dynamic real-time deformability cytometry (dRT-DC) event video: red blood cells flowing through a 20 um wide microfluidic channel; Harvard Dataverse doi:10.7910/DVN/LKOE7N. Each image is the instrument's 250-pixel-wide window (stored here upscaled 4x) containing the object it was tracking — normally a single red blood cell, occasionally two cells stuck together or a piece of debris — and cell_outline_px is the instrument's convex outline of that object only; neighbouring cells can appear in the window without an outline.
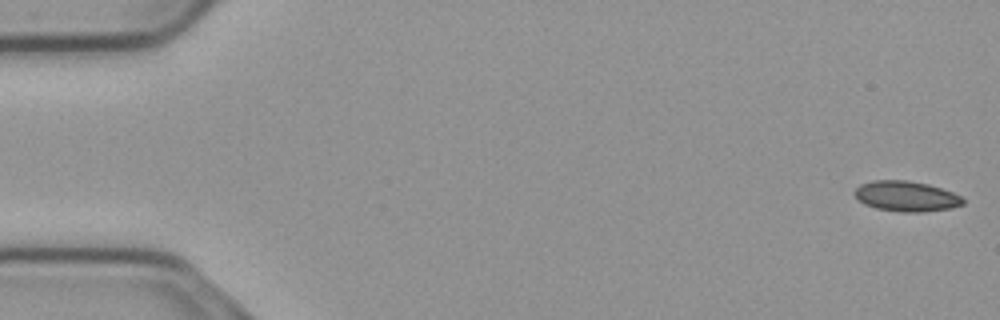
{"species": "common noctule bat (a hibernating species)", "species_latin": "Nyctalus noctula", "temperature_condition": "cold", "stored_images_in_passage": 55, "camera_frame_rate_fps": 3000, "um_per_image_px": 0.085, "animal": {"sex": "male", "body_mass_g": 23.1, "forearm_length_mm": 52.7}, "frame": {"image": 1, "passage_image": 1, "time_ms": 0.0, "image_size_px": [1000, 320], "cell_outline_px": [[964, 204], [952, 208], [924, 212], [900, 212], [876, 208], [864, 204], [852, 192], [860, 184], [872, 180], [908, 180], [928, 184], [952, 192], [960, 196], [964, 200]], "centroid_in_image_um": [77.02, 16.68], "position_along_channel_um": 8.0, "area_um2": 19.25}}
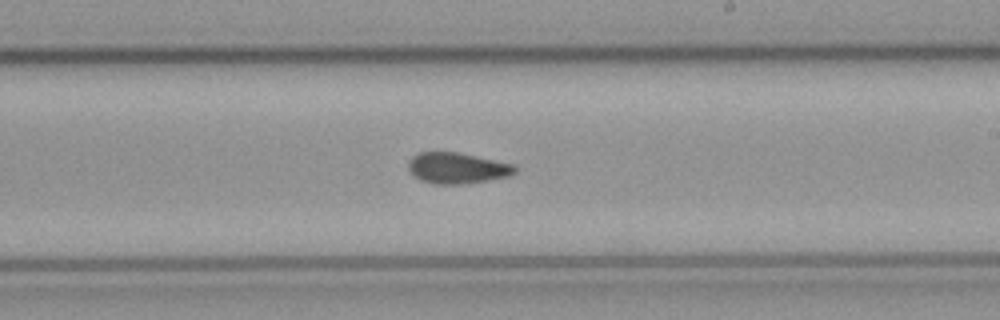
{"frame": {"image": 2, "passage_image": 32, "time_ms": 10.333, "image_size_px": [1000, 320], "cell_outline_px": [[516, 172], [508, 176], [488, 180], [464, 184], [436, 184], [420, 180], [408, 168], [408, 160], [412, 156], [420, 152], [456, 152], [516, 164]], "centroid_in_image_um": [38.87, 14.28], "position_along_channel_um": 250.1, "area_um2": 19.19}}
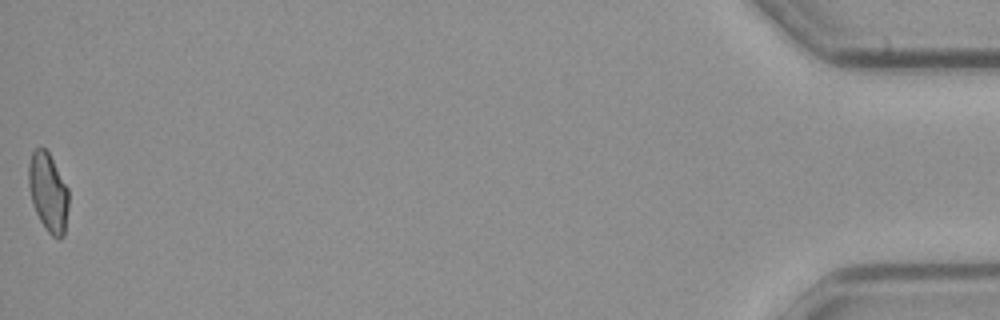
{"frame": {"image": 3, "passage_image": 55, "time_ms": 18.0, "image_size_px": [1000, 320], "cell_outline_px": [[68, 208], [64, 236], [60, 240], [52, 236], [48, 232], [40, 220], [32, 204], [28, 188], [28, 164], [32, 152], [36, 148], [44, 148], [48, 152], [68, 188]], "centroid_in_image_um": [4.08, 16.37], "position_along_channel_um": 431.1, "area_um2": 18.44}, "authors_computed_cell_mechanics": {"area_um2": 19.2474, "velocity_mm_per_s": 3.7371, "shape_relaxation_time_tau1_ms": null, "shape_relaxation_time_tau2_ms": 4.8864, "deformation_change_tau1": null, "deformation_change_tau2": 0.0841}}